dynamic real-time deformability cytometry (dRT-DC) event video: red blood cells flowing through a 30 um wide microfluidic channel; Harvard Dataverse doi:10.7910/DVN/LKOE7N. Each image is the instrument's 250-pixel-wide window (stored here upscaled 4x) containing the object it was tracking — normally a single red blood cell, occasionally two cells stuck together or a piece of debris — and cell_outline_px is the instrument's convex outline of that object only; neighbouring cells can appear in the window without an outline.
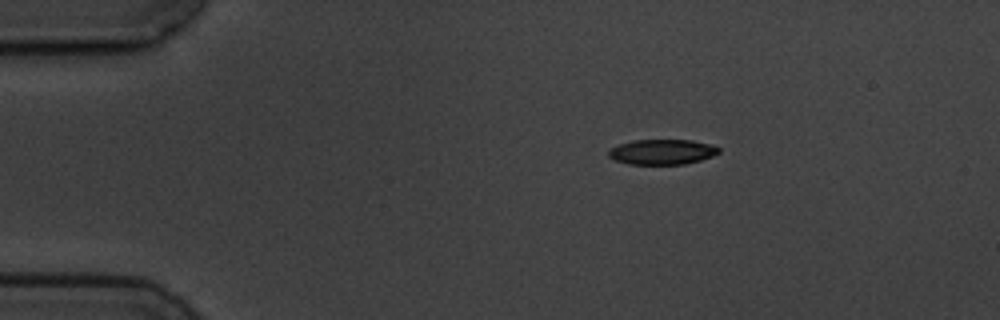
{"species": "common noctule bat (a hibernating species)", "species_latin": "Nyctalus noctula", "temperature_condition": "cold", "stored_images_in_passage": 3, "camera_frame_rate_fps": 3000, "um_per_image_px": 0.085, "animal": {"sex": "male", "body_mass_g": 19.5, "forearm_length_mm": 54.6}, "frame": {"image": 1, "passage_image": 1, "time_ms": 0.0, "image_size_px": [1000, 320], "cell_outline_px": [[720, 152], [712, 156], [700, 160], [684, 164], [628, 164], [616, 160], [608, 156], [608, 148], [632, 140], [692, 140], [708, 144], [720, 148]], "centroid_in_image_um": [56.25, 12.91], "position_along_channel_um": 28.7, "area_um2": 16.13}}